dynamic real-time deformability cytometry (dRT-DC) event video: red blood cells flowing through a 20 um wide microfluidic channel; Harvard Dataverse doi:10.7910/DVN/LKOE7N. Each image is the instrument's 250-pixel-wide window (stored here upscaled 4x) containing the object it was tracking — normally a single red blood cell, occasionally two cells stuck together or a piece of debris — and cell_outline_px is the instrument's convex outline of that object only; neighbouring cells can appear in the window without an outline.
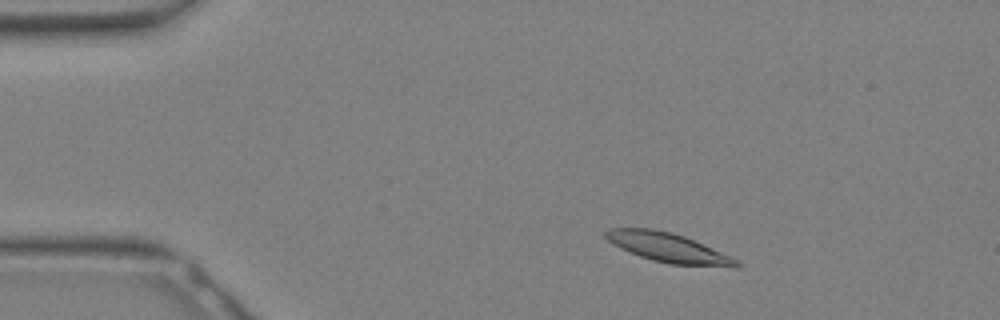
{"species": "Egyptian fruit bat (a non-hibernating species)", "species_latin": "Rousettus aegyptiacus", "temperature_condition": "warm", "stored_images_in_passage": 31, "camera_frame_rate_fps": 3000, "um_per_image_px": 0.085, "animal": {"sex": "female"}, "frame": {"image": 1, "passage_image": 4, "time_ms": 1.0, "image_size_px": [1000, 320], "cell_outline_px": [[740, 268], [732, 268], [668, 264], [652, 260], [640, 256], [620, 248], [608, 240], [604, 236], [604, 232], [608, 228], [652, 228], [672, 232], [684, 236], [732, 256], [740, 260]], "centroid_in_image_um": [56.87, 21.07], "position_along_channel_um": 28.1, "area_um2": 22.72}}
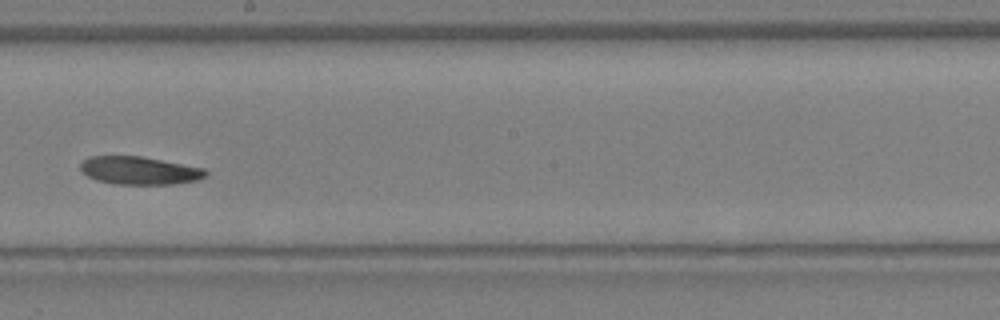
{"frame": {"image": 2, "passage_image": 17, "time_ms": 5.333, "image_size_px": [1000, 320], "cell_outline_px": [[208, 172], [200, 180], [172, 184], [116, 184], [96, 180], [88, 176], [80, 168], [80, 164], [88, 156], [140, 156], [204, 168]], "centroid_in_image_um": [11.85, 14.5], "position_along_channel_um": 236.4, "area_um2": 20.29}}
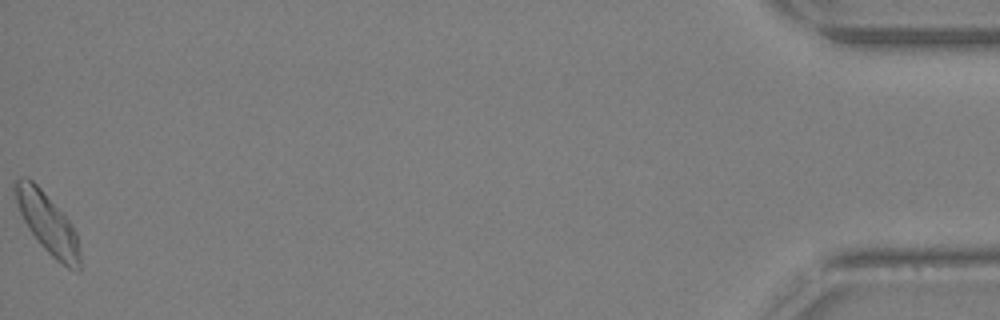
{"frame": {"image": 3, "passage_image": 31, "time_ms": 10.0, "image_size_px": [1000, 320], "cell_outline_px": [[80, 272], [76, 272], [68, 268], [56, 260], [40, 244], [28, 228], [20, 212], [12, 188], [12, 184], [20, 176], [24, 176], [32, 180], [40, 188], [72, 224], [76, 232], [80, 248]], "centroid_in_image_um": [4.05, 18.99], "position_along_channel_um": 431.2, "area_um2": 22.66}}